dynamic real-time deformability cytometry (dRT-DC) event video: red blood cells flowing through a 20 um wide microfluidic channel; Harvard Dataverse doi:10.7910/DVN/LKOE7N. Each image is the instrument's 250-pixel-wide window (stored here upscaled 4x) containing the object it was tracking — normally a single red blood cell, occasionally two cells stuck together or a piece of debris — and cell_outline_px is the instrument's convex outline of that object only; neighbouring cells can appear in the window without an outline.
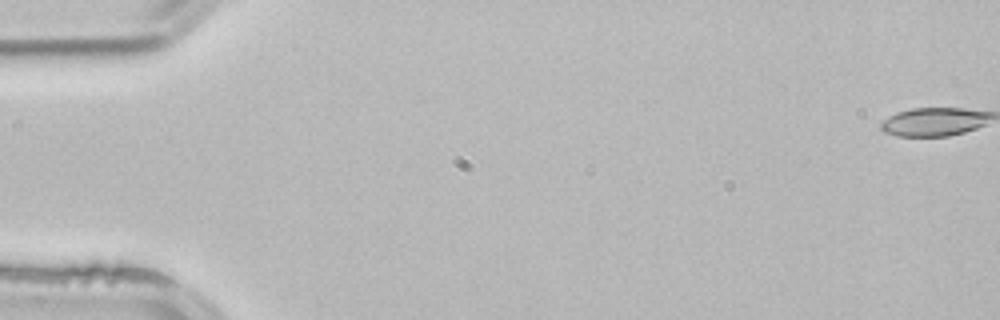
{"species": "common noctule bat (a hibernating species)", "species_latin": "Nyctalus noctula", "temperature_condition": "room temperature", "stored_images_in_passage": 51, "camera_frame_rate_fps": 3000, "um_per_image_px": 0.085, "animal": {"sex": "male", "body_mass_g": 21.5, "forearm_length_mm": 52.0}, "frame": {"image": 1, "passage_image": 1, "time_ms": 0.0, "image_size_px": [1000, 320], "cell_outline_px": [[984, 116], [968, 128], [960, 132], [940, 136], [908, 136], [904, 112], [924, 108], [948, 108], [976, 112]], "centroid_in_image_um": [79.82, 10.32], "position_along_channel_um": 5.2, "area_um2": 12.54}}
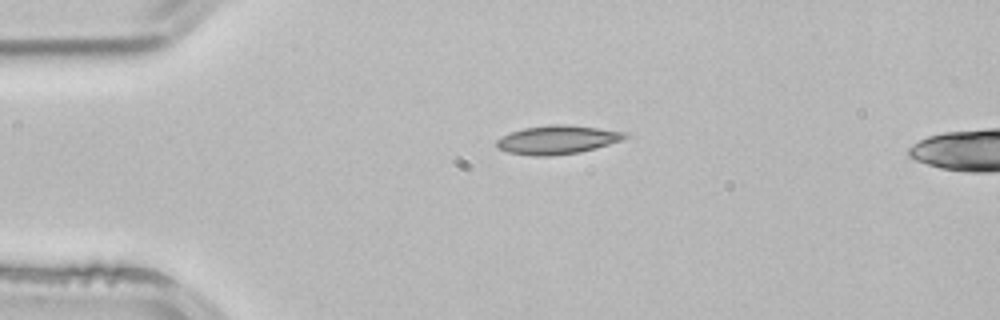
{"frame": {"image": 2, "passage_image": 13, "time_ms": 4.0, "image_size_px": [1000, 320], "cell_outline_px": [[612, 136], [608, 140], [600, 144], [588, 148], [568, 152], [520, 152], [520, 132], [536, 128], [584, 128], [608, 132]], "centroid_in_image_um": [47.67, 11.86], "position_along_channel_um": 37.3, "area_um2": 13.41}}
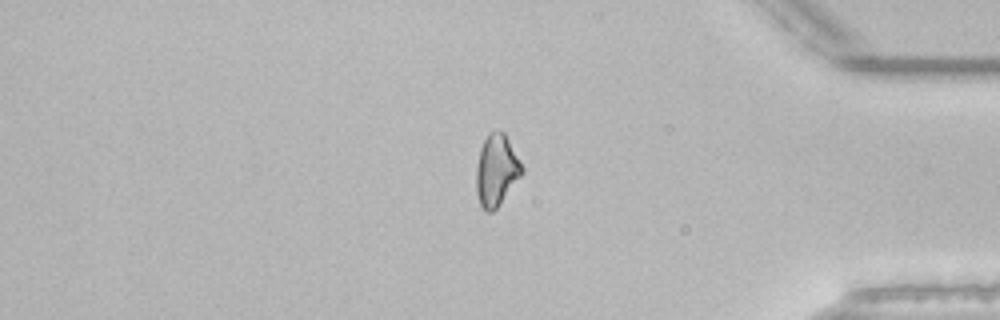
{"frame": {"image": 3, "passage_image": 45, "time_ms": 14.667, "image_size_px": [1000, 320], "cell_outline_px": [[520, 172], [496, 204], [492, 208], [484, 204], [480, 200], [480, 156], [484, 144], [504, 136], [520, 164]], "centroid_in_image_um": [42.24, 14.5], "position_along_channel_um": 393.0, "area_um2": 14.39}}